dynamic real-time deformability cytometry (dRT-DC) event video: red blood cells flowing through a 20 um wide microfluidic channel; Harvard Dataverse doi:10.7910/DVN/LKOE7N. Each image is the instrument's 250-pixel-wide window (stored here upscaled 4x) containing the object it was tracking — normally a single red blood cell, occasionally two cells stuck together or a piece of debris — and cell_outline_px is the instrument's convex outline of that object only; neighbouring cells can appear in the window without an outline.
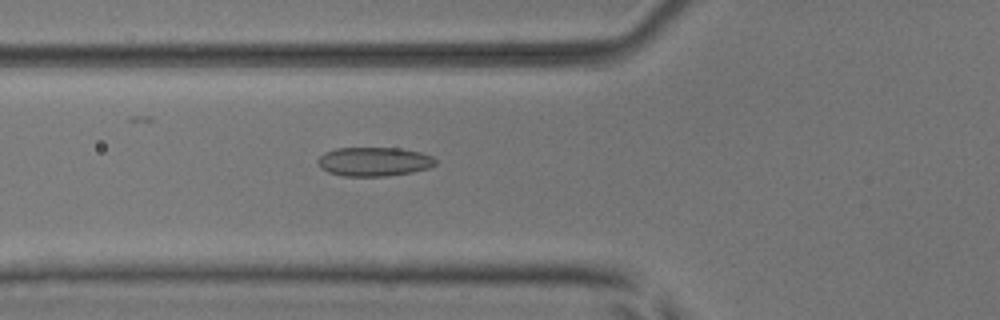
{"species": "common noctule bat (a hibernating species)", "species_latin": "Nyctalus noctula", "temperature_condition": "room temperature", "stored_images_in_passage": 27, "camera_frame_rate_fps": 3000, "um_per_image_px": 0.085, "animal": {"sex": "male", "body_mass_g": 17.9, "forearm_length_mm": 54.2}, "frame": {"image": 1, "passage_image": 4, "time_ms": 1.0, "image_size_px": [1000, 320], "cell_outline_px": [[436, 164], [428, 168], [412, 172], [384, 176], [344, 176], [328, 172], [320, 168], [316, 160], [324, 152], [336, 148], [400, 148], [420, 152], [432, 156], [436, 160]], "centroid_in_image_um": [31.77, 13.73], "position_along_channel_um": 94.0, "area_um2": 19.94}}
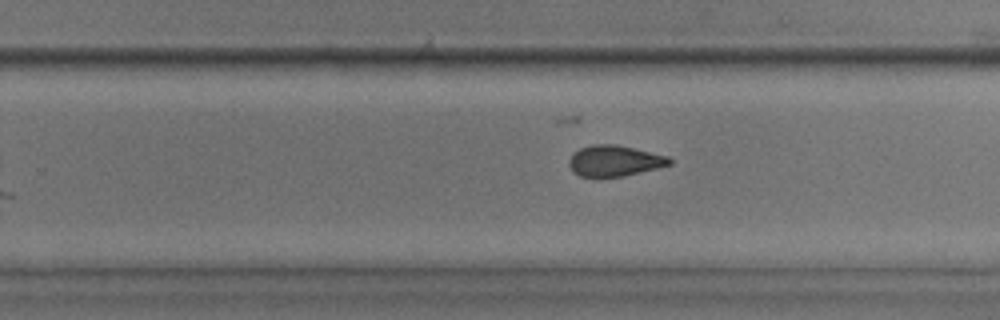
{"frame": {"image": 2, "passage_image": 18, "time_ms": 5.667, "image_size_px": [1000, 320], "cell_outline_px": [[672, 164], [624, 176], [580, 176], [572, 172], [568, 164], [568, 160], [572, 152], [580, 148], [592, 144], [616, 144], [668, 156], [672, 160]], "centroid_in_image_um": [52.19, 13.66], "position_along_channel_um": 277.6, "area_um2": 18.09}}
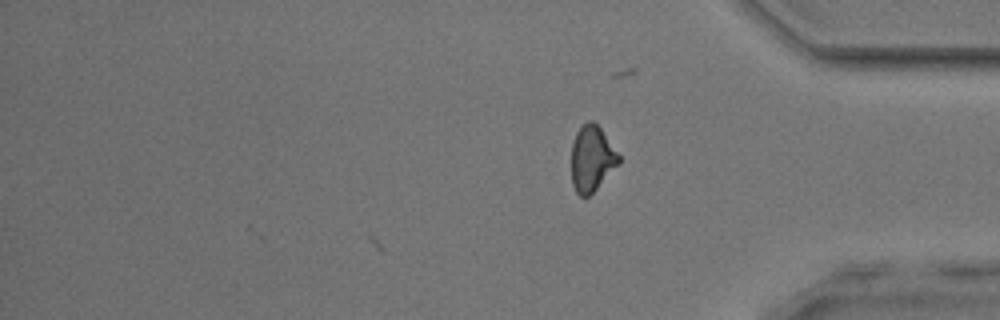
{"frame": {"image": 3, "passage_image": 27, "time_ms": 8.667, "image_size_px": [1000, 320], "cell_outline_px": [[620, 164], [588, 196], [580, 196], [576, 192], [572, 184], [572, 144], [576, 132], [588, 120], [592, 120], [600, 128], [620, 156]], "centroid_in_image_um": [50.31, 13.48], "position_along_channel_um": 384.9, "area_um2": 17.92}, "authors_computed_cell_mechanics": {"area_um2": 18.6116, "velocity_mm_per_s": 3.9442, "shape_relaxation_time_tau1_ms": null, "shape_relaxation_time_tau2_ms": 1.6425, "deformation_change_tau1": null, "deformation_change_tau2": 0.0798}}